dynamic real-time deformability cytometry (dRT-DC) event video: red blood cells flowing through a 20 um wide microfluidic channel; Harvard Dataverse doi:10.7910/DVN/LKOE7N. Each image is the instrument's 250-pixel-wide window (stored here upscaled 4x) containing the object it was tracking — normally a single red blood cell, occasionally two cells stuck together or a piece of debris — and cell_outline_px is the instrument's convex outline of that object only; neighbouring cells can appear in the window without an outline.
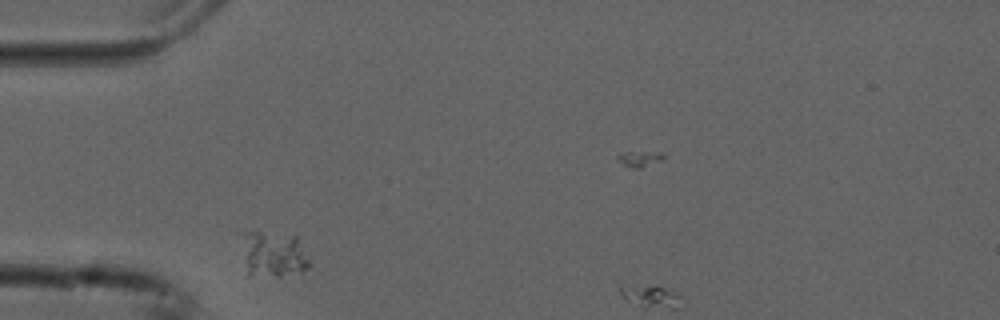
{"species": "common noctule bat (a hibernating species)", "species_latin": "Nyctalus noctula", "temperature_condition": "cold", "stored_images_in_passage": 21, "camera_frame_rate_fps": 3000, "um_per_image_px": 0.085, "animal": {"sex": "male", "forearm_length_mm": 52.5}, "frame": {"image": 1, "passage_image": 1, "time_ms": 0.0, "image_size_px": [1000, 320], "cell_outline_px": [[312, 264], [308, 268], [300, 272], [280, 276], [248, 276], [244, 236], [244, 232], [260, 232], [300, 236]], "centroid_in_image_um": [23.37, 21.62], "position_along_channel_um": 61.6, "area_um2": 17.98}}
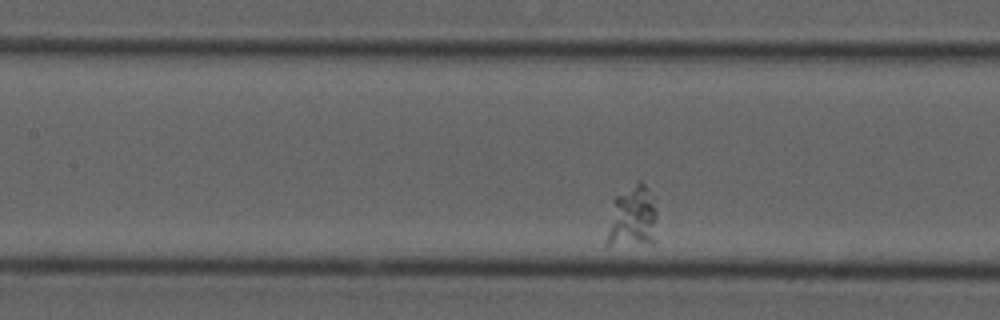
{"frame": {"image": 2, "passage_image": 10, "time_ms": 3.0, "image_size_px": [1000, 320], "cell_outline_px": [[656, 220], [652, 244], [604, 244], [612, 200], [616, 196], [636, 180], [640, 180], [648, 188], [656, 200]], "centroid_in_image_um": [53.74, 18.4], "position_along_channel_um": 153.7, "area_um2": 18.55}}
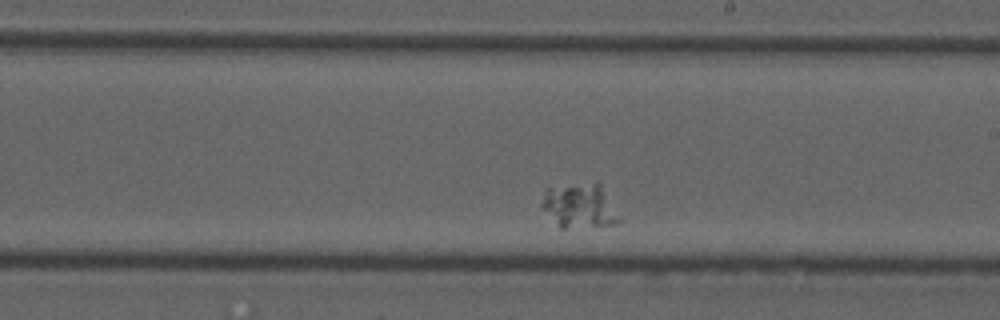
{"frame": {"image": 3, "passage_image": 18, "time_ms": 5.667, "image_size_px": [1000, 320], "cell_outline_px": [[624, 220], [616, 224], [564, 228], [560, 228], [540, 208], [540, 204], [544, 188], [596, 180], [600, 184]], "centroid_in_image_um": [49.25, 17.47], "position_along_channel_um": 239.7, "area_um2": 20.75}}